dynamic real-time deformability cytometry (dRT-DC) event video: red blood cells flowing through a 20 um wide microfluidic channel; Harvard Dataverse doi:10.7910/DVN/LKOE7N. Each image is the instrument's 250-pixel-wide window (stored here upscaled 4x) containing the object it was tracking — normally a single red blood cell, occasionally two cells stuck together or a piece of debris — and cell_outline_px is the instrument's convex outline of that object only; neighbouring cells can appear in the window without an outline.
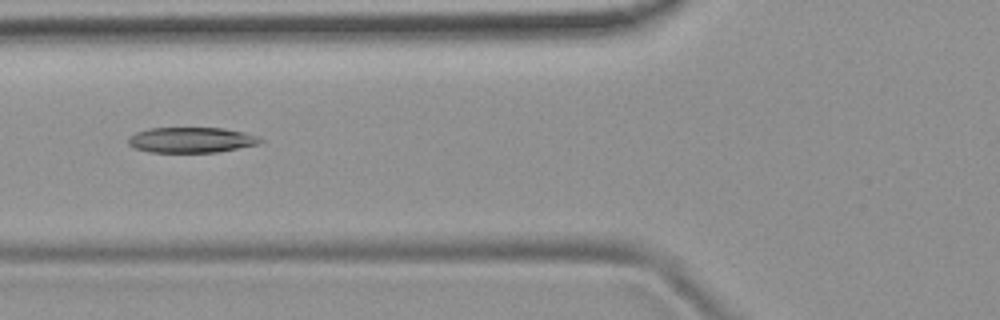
{"species": "common noctule bat (a hibernating species)", "species_latin": "Nyctalus noctula", "temperature_condition": "room temperature", "stored_images_in_passage": 6, "camera_frame_rate_fps": 3000, "um_per_image_px": 0.085, "animal": {"sex": "female", "body_mass_g": 19.9}, "frame": {"image": 1, "passage_image": 6, "time_ms": 5.667, "image_size_px": [1000, 320], "cell_outline_px": [[264, 140], [260, 144], [216, 152], [148, 152], [132, 148], [128, 144], [128, 136], [136, 132], [148, 128], [224, 128], [244, 132], [256, 136]], "centroid_in_image_um": [16.22, 11.89], "position_along_channel_um": 109.6, "area_um2": 19.71}}